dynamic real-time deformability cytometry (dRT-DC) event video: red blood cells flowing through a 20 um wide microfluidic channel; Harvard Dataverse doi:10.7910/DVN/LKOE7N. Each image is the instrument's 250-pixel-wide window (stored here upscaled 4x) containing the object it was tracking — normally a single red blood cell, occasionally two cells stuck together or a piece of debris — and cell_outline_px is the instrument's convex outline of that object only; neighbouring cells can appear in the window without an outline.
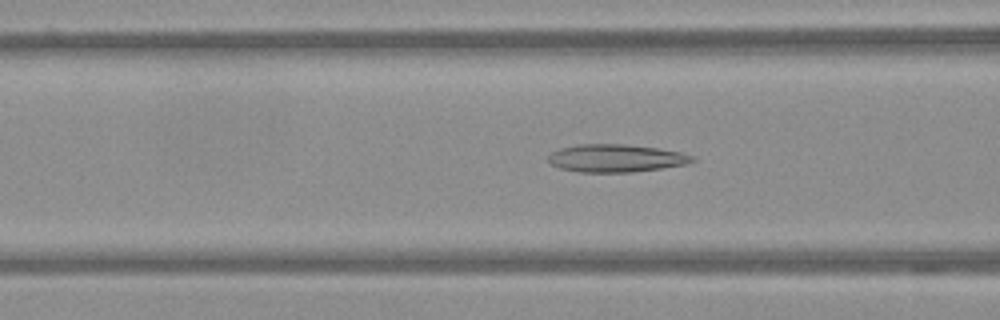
{"species": "Egyptian fruit bat (a non-hibernating species)", "species_latin": "Rousettus aegyptiacus", "temperature_condition": "warm", "stored_images_in_passage": 57, "camera_frame_rate_fps": 3000, "um_per_image_px": 0.085, "frame": {"image": 1, "passage_image": 23, "time_ms": 7.333, "image_size_px": [1000, 320], "cell_outline_px": [[696, 160], [684, 164], [660, 168], [632, 172], [580, 172], [560, 168], [548, 164], [548, 156], [552, 152], [560, 148], [576, 144], [624, 144], [656, 148], [680, 152], [696, 156]], "centroid_in_image_um": [52.31, 13.44], "position_along_channel_um": 114.3, "area_um2": 23.29}}
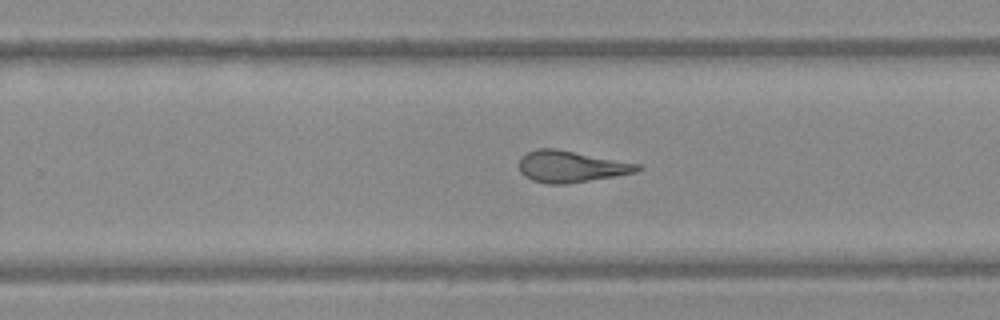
{"frame": {"image": 2, "passage_image": 37, "time_ms": 12.0, "image_size_px": [1000, 320], "cell_outline_px": [[644, 168], [636, 172], [616, 176], [568, 184], [548, 184], [532, 180], [524, 176], [520, 172], [520, 156], [536, 148], [556, 148], [640, 164]], "centroid_in_image_um": [48.54, 14.16], "position_along_channel_um": 281.3, "area_um2": 21.91}}
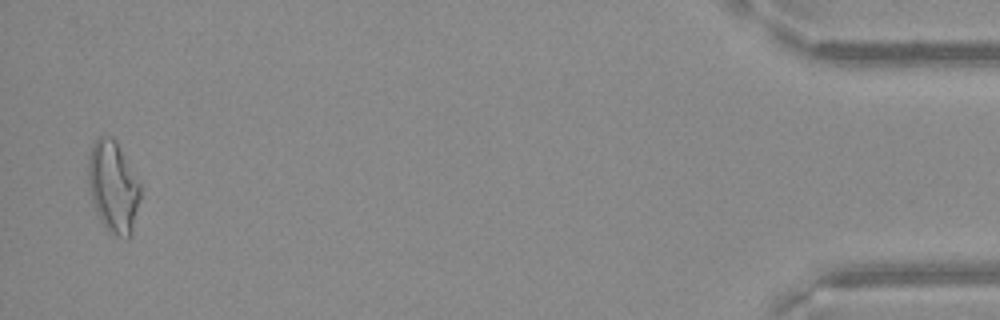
{"frame": {"image": 3, "passage_image": 56, "time_ms": 18.333, "image_size_px": [1000, 320], "cell_outline_px": [[140, 200], [132, 232], [128, 236], [116, 236], [108, 232], [100, 220], [92, 200], [88, 184], [88, 156], [92, 144], [100, 136], [112, 136], [116, 140], [140, 184]], "centroid_in_image_um": [9.61, 15.86], "position_along_channel_um": 425.6, "area_um2": 27.69}}